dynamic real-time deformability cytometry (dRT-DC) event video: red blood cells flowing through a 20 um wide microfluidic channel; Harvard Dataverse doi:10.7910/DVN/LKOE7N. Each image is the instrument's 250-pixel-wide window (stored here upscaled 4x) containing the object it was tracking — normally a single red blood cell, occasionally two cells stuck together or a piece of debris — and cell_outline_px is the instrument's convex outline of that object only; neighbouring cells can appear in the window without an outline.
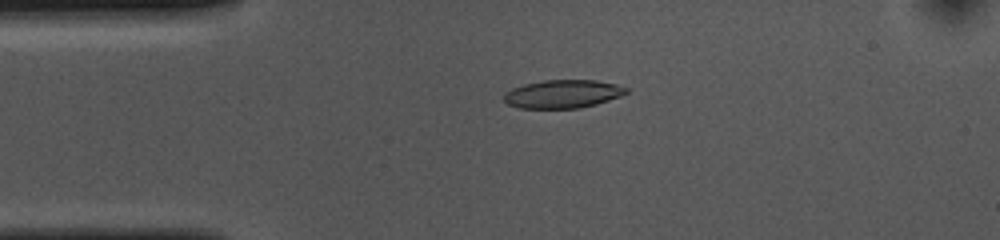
{"species": "common noctule bat (a hibernating species)", "species_latin": "Nyctalus noctula", "temperature_condition": "cold", "stored_images_in_passage": 53, "camera_frame_rate_fps": 3000, "um_per_image_px": 0.085, "animal": {"sex": "female", "body_mass_g": 10.0, "forearm_length_mm": 53.1}, "frame": {"image": 1, "passage_image": 11, "time_ms": 3.333, "image_size_px": [1000, 240], "cell_outline_px": [[628, 92], [620, 96], [596, 104], [580, 108], [520, 108], [508, 104], [504, 100], [504, 96], [512, 88], [524, 84], [544, 80], [596, 80], [616, 84], [628, 88]], "centroid_in_image_um": [47.86, 7.98], "position_along_channel_um": 37.1, "area_um2": 20.0}}
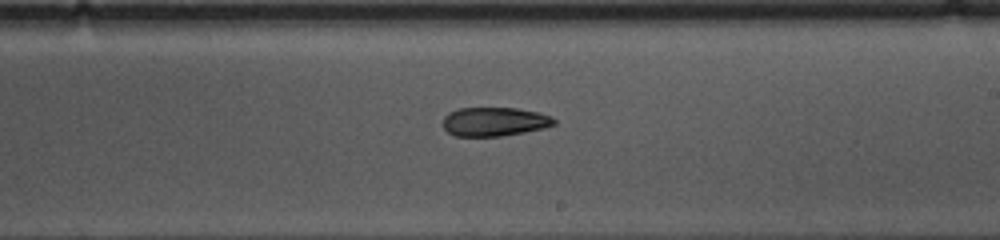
{"frame": {"image": 2, "passage_image": 30, "time_ms": 9.667, "image_size_px": [1000, 240], "cell_outline_px": [[556, 124], [544, 128], [524, 132], [500, 136], [456, 136], [448, 132], [444, 128], [444, 116], [448, 112], [460, 108], [516, 108], [540, 112], [552, 116], [556, 120]], "centroid_in_image_um": [42.06, 10.33], "position_along_channel_um": 246.9, "area_um2": 18.79}}
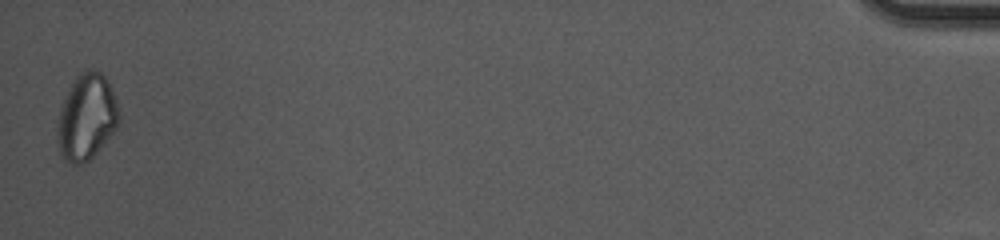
{"frame": {"image": 3, "passage_image": 53, "time_ms": 17.333, "image_size_px": [1000, 240], "cell_outline_px": [[120, 124], [96, 152], [88, 160], [80, 164], [72, 164], [60, 156], [56, 140], [56, 128], [60, 108], [76, 76], [84, 68], [92, 68], [100, 72], [104, 76], [112, 88], [120, 108]], "centroid_in_image_um": [7.36, 9.94], "position_along_channel_um": 427.8, "area_um2": 31.21}}